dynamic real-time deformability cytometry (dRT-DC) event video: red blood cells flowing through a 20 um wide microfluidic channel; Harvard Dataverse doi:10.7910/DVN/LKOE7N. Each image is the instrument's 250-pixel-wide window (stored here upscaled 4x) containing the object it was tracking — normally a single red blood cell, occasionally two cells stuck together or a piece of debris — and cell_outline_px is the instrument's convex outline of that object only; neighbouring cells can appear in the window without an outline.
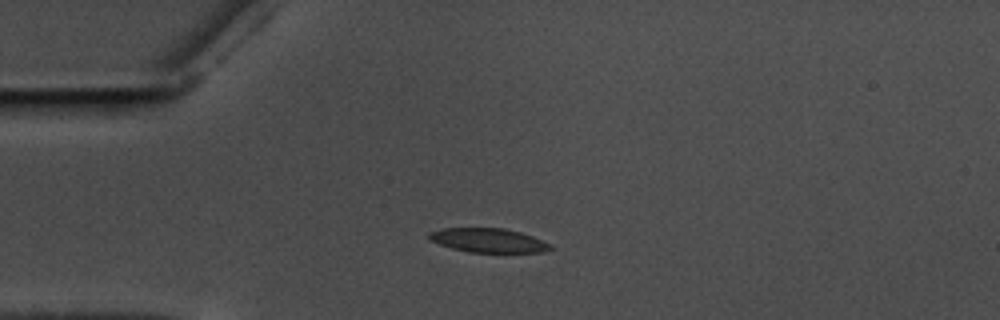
{"species": "common noctule bat (a hibernating species)", "species_latin": "Nyctalus noctula", "temperature_condition": "warm", "stored_images_in_passage": 44, "camera_frame_rate_fps": 3000, "um_per_image_px": 0.085, "animal": {"sex": "male", "body_mass_g": 17.5, "forearm_length_mm": 52.3}, "frame": {"image": 1, "passage_image": 1, "time_ms": 0.0, "image_size_px": [1000, 320], "cell_outline_px": [[552, 248], [540, 252], [468, 252], [452, 248], [428, 240], [428, 232], [444, 228], [504, 228], [520, 232], [532, 236], [548, 244]], "centroid_in_image_um": [41.43, 20.42], "position_along_channel_um": 43.6, "area_um2": 16.82}}
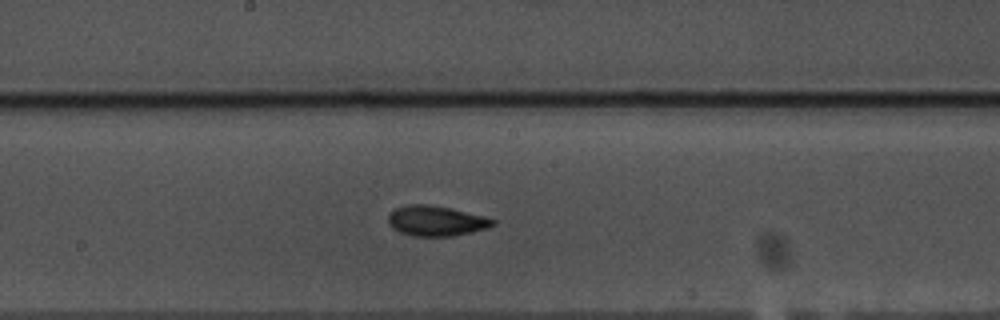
{"frame": {"image": 2, "passage_image": 17, "time_ms": 5.333, "image_size_px": [1000, 320], "cell_outline_px": [[496, 224], [488, 228], [472, 232], [452, 236], [412, 236], [400, 232], [392, 228], [388, 224], [388, 216], [396, 208], [408, 204], [428, 204], [448, 208], [484, 216], [496, 220]], "centroid_in_image_um": [37.07, 18.78], "position_along_channel_um": 211.1, "area_um2": 18.38}}
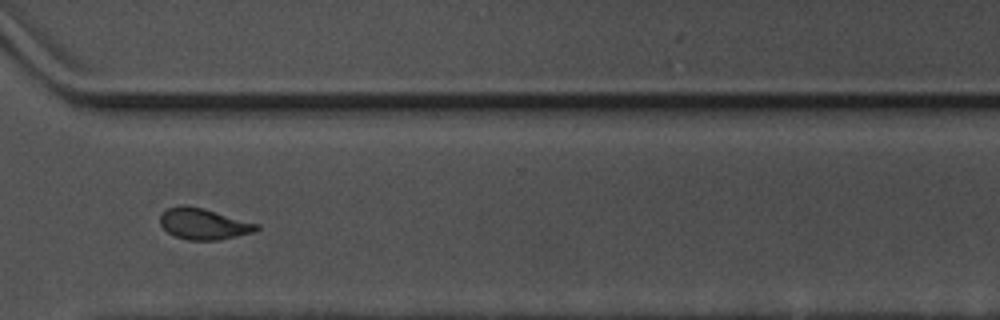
{"frame": {"image": 3, "passage_image": 29, "time_ms": 9.333, "image_size_px": [1000, 320], "cell_outline_px": [[260, 228], [252, 232], [220, 240], [188, 240], [176, 236], [168, 232], [160, 224], [160, 216], [168, 208], [180, 204], [204, 208], [260, 224]], "centroid_in_image_um": [17.32, 19.02], "position_along_channel_um": 353.3, "area_um2": 17.46}, "authors_computed_cell_mechanics": {"area_um2": 17.4556, "velocity_mm_per_s": 3.5515, "shape_relaxation_time_tau1_ms": 4.4744, "shape_relaxation_time_tau2_ms": 2.899, "deformation_change_tau1": 0.1465, "deformation_change_tau2": 0.0731}}